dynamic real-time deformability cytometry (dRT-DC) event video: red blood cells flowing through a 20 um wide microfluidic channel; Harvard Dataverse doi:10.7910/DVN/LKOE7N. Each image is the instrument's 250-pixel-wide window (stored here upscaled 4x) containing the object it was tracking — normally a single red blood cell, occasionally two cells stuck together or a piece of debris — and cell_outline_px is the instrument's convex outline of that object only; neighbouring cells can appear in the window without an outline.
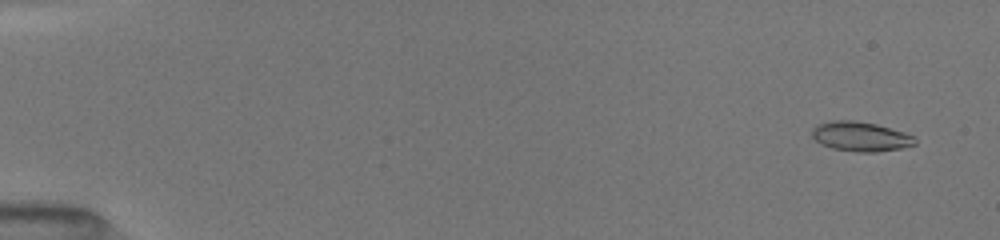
{"species": "common noctule bat (a hibernating species)", "species_latin": "Nyctalus noctula", "temperature_condition": "room temperature", "stored_images_in_passage": 51, "camera_frame_rate_fps": 3000, "um_per_image_px": 0.085, "animal": {"sex": "female", "body_mass_g": 19.5, "forearm_length_mm": 54.1}, "frame": {"image": 1, "passage_image": 3, "time_ms": 0.667, "image_size_px": [1000, 240], "cell_outline_px": [[916, 144], [900, 148], [876, 152], [856, 152], [832, 148], [820, 144], [812, 136], [812, 128], [816, 124], [832, 120], [856, 120], [876, 124], [904, 132], [916, 136]], "centroid_in_image_um": [73.14, 11.59], "position_along_channel_um": 11.9, "area_um2": 17.92}}
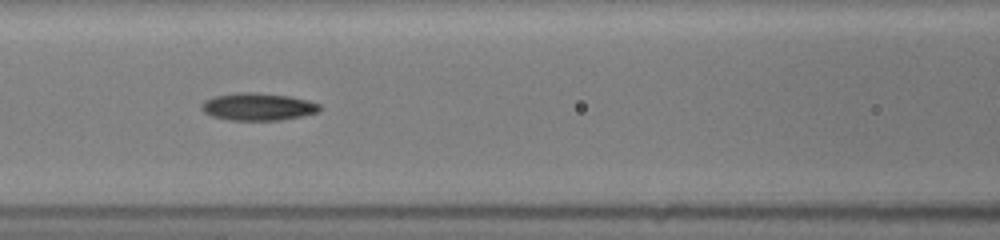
{"frame": {"image": 2, "passage_image": 24, "time_ms": 7.667, "image_size_px": [1000, 240], "cell_outline_px": [[320, 108], [316, 112], [304, 116], [280, 120], [228, 120], [212, 116], [204, 112], [200, 108], [200, 104], [204, 100], [212, 96], [236, 92], [256, 92], [288, 96], [308, 100], [320, 104]], "centroid_in_image_um": [21.87, 9.06], "position_along_channel_um": 144.7, "area_um2": 19.07}}
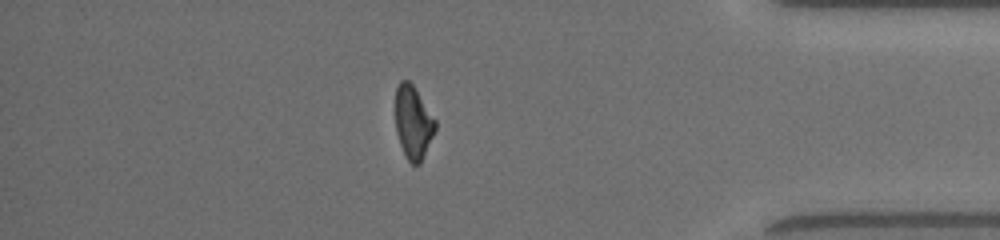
{"frame": {"image": 3, "passage_image": 45, "time_ms": 14.667, "image_size_px": [1000, 240], "cell_outline_px": [[436, 128], [420, 164], [412, 164], [404, 156], [396, 132], [396, 88], [400, 80], [408, 80], [412, 84], [436, 120]], "centroid_in_image_um": [35.11, 10.41], "position_along_channel_um": 400.1, "area_um2": 16.82}, "authors_computed_cell_mechanics": {"area_um2": 17.918, "velocity_mm_per_s": 4.0508, "shape_relaxation_time_tau1_ms": 5.2516, "shape_relaxation_time_tau2_ms": 4.8595, "deformation_change_tau1": 0.1735, "deformation_change_tau2": 0.1067}}